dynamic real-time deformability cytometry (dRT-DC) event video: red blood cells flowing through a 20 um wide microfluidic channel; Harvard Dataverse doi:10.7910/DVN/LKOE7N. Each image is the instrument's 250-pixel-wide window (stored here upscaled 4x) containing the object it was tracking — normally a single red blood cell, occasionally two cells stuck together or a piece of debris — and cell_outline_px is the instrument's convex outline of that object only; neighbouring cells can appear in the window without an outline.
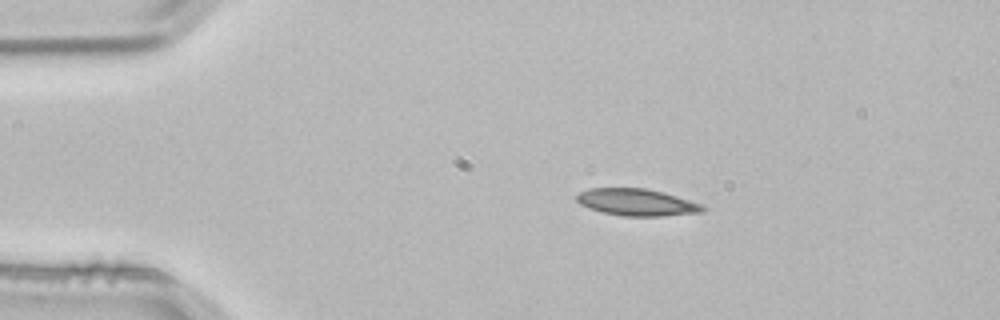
{"species": "common noctule bat (a hibernating species)", "species_latin": "Nyctalus noctula", "temperature_condition": "room temperature", "stored_images_in_passage": 2, "camera_frame_rate_fps": 3000, "um_per_image_px": 0.085, "animal": {"sex": "male", "body_mass_g": 21.5, "forearm_length_mm": 52.0}, "frame": {"image": 1, "passage_image": 1, "time_ms": 0.0, "image_size_px": [1000, 320], "cell_outline_px": [[708, 208], [704, 212], [660, 216], [624, 216], [604, 212], [588, 208], [580, 204], [576, 200], [576, 196], [580, 192], [588, 188], [644, 188], [664, 192], [700, 204]], "centroid_in_image_um": [54.12, 17.19], "position_along_channel_um": 30.9, "area_um2": 19.71}}